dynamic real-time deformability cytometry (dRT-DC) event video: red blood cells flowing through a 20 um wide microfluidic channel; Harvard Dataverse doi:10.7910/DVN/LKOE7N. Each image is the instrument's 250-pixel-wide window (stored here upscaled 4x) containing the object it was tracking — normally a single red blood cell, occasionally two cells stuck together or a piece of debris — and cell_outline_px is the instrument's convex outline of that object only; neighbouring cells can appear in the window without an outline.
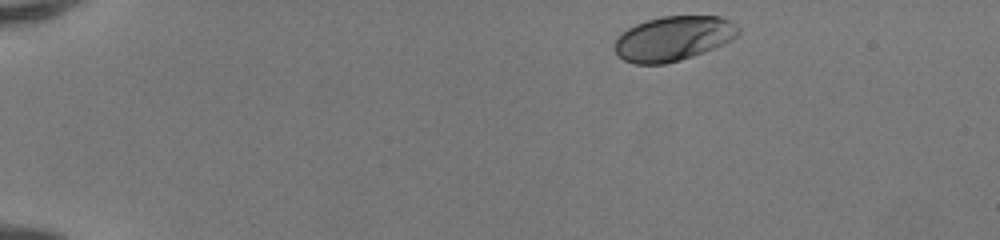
{"species": "human", "species_latin": "Homo sapiens", "temperature_condition": "room temperature", "stored_images_in_passage": 43, "camera_frame_rate_fps": 3000, "um_per_image_px": 0.085, "donor": {"sex": "female"}, "frame": {"image": 1, "passage_image": 1, "time_ms": 0.0, "image_size_px": [1000, 240], "cell_outline_px": [[740, 32], [732, 40], [724, 44], [704, 52], [680, 60], [664, 64], [636, 64], [624, 60], [616, 56], [612, 48], [612, 44], [628, 28], [636, 24], [660, 16], [720, 16], [728, 20], [740, 28]], "centroid_in_image_um": [57.21, 3.28], "position_along_channel_um": 27.8, "area_um2": 32.31}}
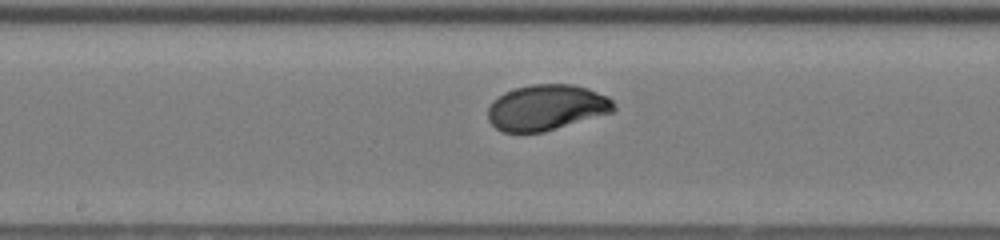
{"frame": {"image": 2, "passage_image": 21, "time_ms": 6.667, "image_size_px": [1000, 240], "cell_outline_px": [[616, 108], [612, 112], [544, 132], [504, 132], [496, 128], [488, 120], [488, 108], [492, 100], [504, 92], [516, 88], [532, 84], [572, 84], [588, 88], [608, 96], [616, 104]], "centroid_in_image_um": [46.45, 9.13], "position_along_channel_um": 201.7, "area_um2": 33.58}}
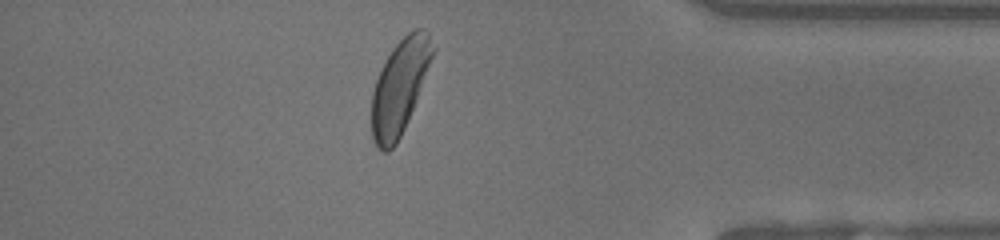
{"frame": {"image": 3, "passage_image": 37, "time_ms": 12.0, "image_size_px": [1000, 240], "cell_outline_px": [[436, 48], [416, 100], [404, 128], [396, 144], [388, 152], [384, 152], [372, 140], [372, 92], [376, 80], [392, 48], [408, 32], [416, 28], [424, 28], [428, 32]], "centroid_in_image_um": [33.98, 7.35], "position_along_channel_um": 401.2, "area_um2": 33.0}, "authors_computed_cell_mechanics": {"area_um2": 33.1772, "velocity_mm_per_s": 4.155, "shape_relaxation_time_tau1_ms": 2.3869, "shape_relaxation_time_tau2_ms": null, "deformation_change_tau1": 0.1519, "deformation_change_tau2": null}}